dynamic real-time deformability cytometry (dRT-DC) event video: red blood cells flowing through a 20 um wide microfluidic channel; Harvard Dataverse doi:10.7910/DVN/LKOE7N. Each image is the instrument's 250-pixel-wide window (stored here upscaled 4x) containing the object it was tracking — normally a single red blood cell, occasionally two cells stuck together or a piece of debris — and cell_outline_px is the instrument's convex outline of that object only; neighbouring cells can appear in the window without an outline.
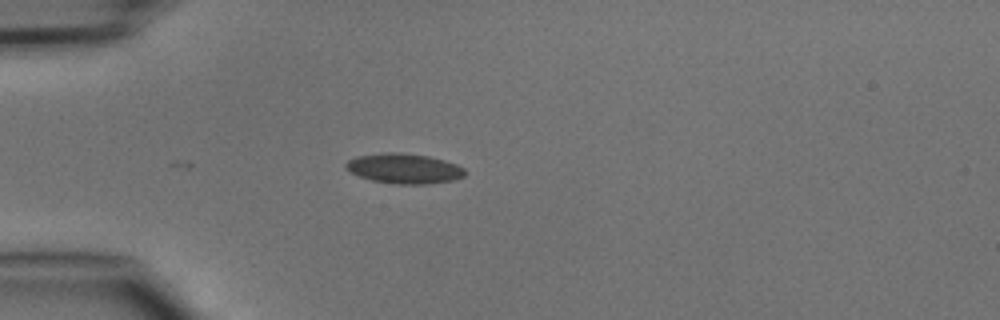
{"species": "common noctule bat (a hibernating species)", "species_latin": "Nyctalus noctula", "temperature_condition": "cold", "stored_images_in_passage": 27, "camera_frame_rate_fps": 3000, "um_per_image_px": 0.085, "animal": {"sex": "male", "body_mass_g": 15.6}, "frame": {"image": 1, "passage_image": 1, "time_ms": 0.0, "image_size_px": [1000, 320], "cell_outline_px": [[464, 176], [452, 180], [424, 184], [396, 184], [372, 180], [360, 176], [344, 168], [344, 164], [348, 160], [356, 156], [384, 152], [392, 152], [428, 156], [444, 160], [456, 164], [464, 168]], "centroid_in_image_um": [34.31, 14.32], "position_along_channel_um": 50.7, "area_um2": 20.63}}
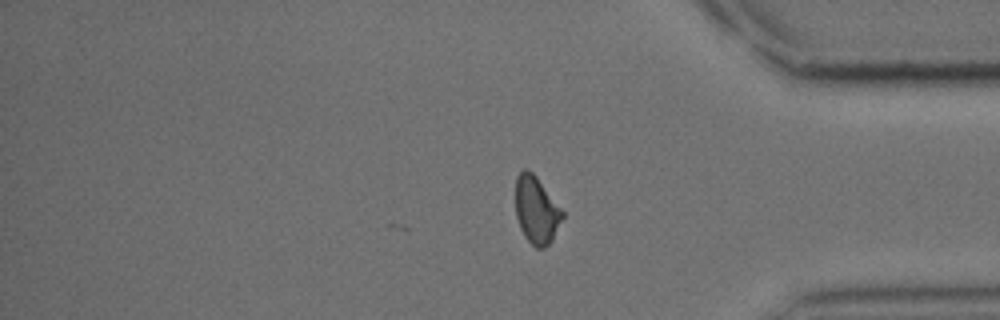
{"frame": {"image": 2, "passage_image": 27, "time_ms": 8.667, "image_size_px": [1000, 320], "cell_outline_px": [[564, 216], [552, 240], [544, 248], [536, 248], [524, 236], [520, 228], [516, 216], [516, 176], [524, 168], [528, 168], [536, 176], [564, 212]], "centroid_in_image_um": [45.59, 17.85], "position_along_channel_um": 389.6, "area_um2": 18.32}}